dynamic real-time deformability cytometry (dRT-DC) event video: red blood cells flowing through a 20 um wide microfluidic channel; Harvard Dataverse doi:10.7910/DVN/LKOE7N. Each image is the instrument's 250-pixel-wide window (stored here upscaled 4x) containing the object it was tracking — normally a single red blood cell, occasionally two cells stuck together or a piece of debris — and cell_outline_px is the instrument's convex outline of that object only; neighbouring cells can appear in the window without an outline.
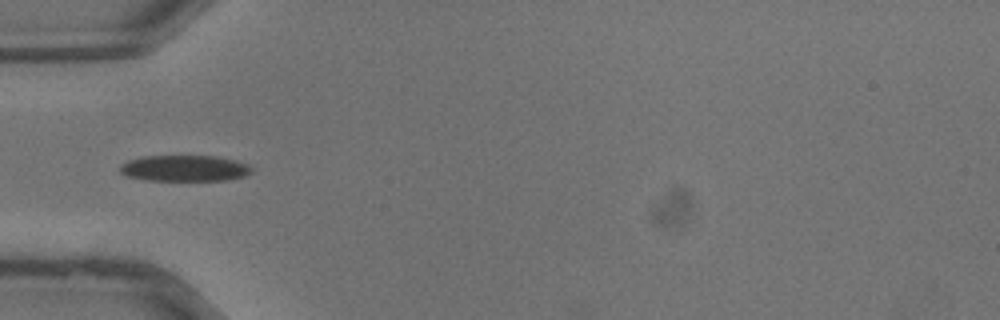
{"species": "common noctule bat (a hibernating species)", "species_latin": "Nyctalus noctula", "temperature_condition": "warm", "stored_images_in_passage": 29, "segment_of_instrument_passage": [2, 2], "camera_frame_rate_fps": 3000, "um_per_image_px": 0.085, "animal": {"sex": "male", "body_mass_g": 13.3}, "frame": {"image": 1, "passage_image": 8, "time_ms": 2.333, "image_size_px": [1000, 320], "cell_outline_px": [[252, 172], [244, 176], [228, 180], [144, 180], [128, 176], [120, 172], [120, 164], [128, 160], [140, 156], [216, 156], [236, 160], [248, 164], [252, 168]], "centroid_in_image_um": [15.69, 14.29], "position_along_channel_um": 69.3, "area_um2": 20.11}}
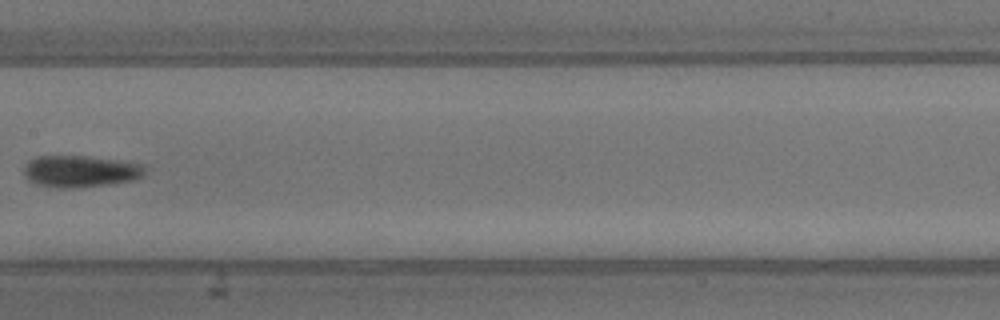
{"frame": {"image": 2, "passage_image": 15, "time_ms": 4.667, "image_size_px": [1000, 320], "cell_outline_px": [[144, 172], [140, 176], [132, 180], [72, 188], [60, 188], [36, 184], [28, 180], [24, 176], [24, 164], [28, 160], [36, 156], [88, 156], [124, 160], [144, 164]], "centroid_in_image_um": [6.78, 14.53], "position_along_channel_um": 200.6, "area_um2": 22.37}}
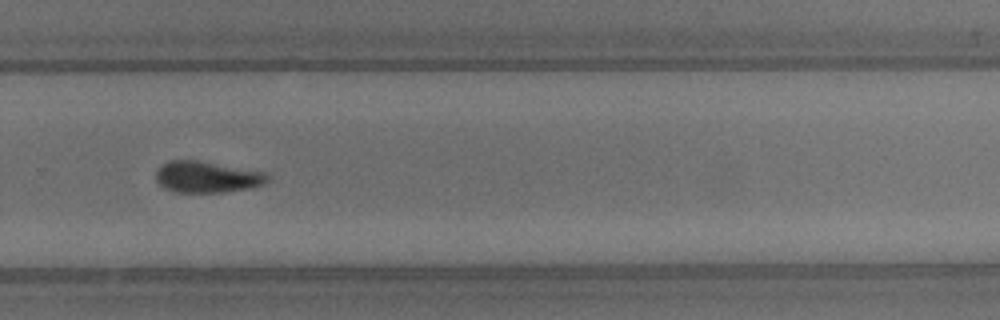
{"frame": {"image": 3, "passage_image": 21, "time_ms": 6.667, "image_size_px": [1000, 320], "cell_outline_px": [[268, 180], [264, 184], [252, 188], [224, 192], [176, 192], [164, 188], [156, 180], [156, 172], [168, 160], [200, 160], [268, 172]], "centroid_in_image_um": [17.64, 15.03], "position_along_channel_um": 312.2, "area_um2": 20.58}}